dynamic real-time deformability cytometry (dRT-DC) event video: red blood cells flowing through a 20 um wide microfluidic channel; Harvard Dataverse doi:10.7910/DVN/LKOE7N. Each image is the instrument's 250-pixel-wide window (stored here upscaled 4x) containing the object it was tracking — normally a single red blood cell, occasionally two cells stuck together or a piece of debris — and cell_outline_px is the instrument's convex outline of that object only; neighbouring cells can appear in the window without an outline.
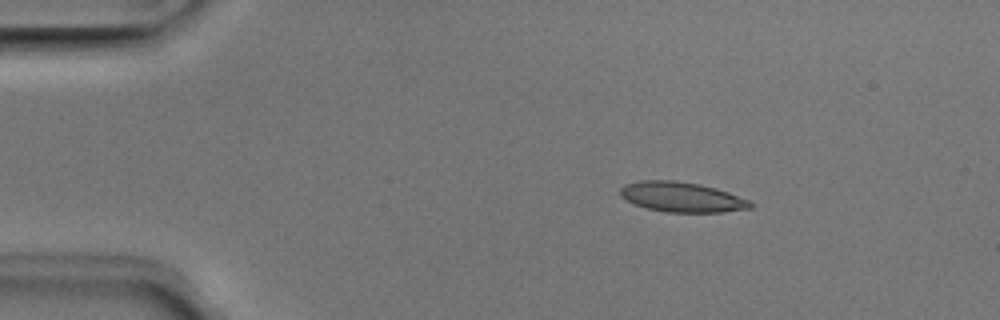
{"species": "Egyptian fruit bat (a non-hibernating species)", "species_latin": "Rousettus aegyptiacus", "temperature_condition": "room temperature", "stored_images_in_passage": 43, "camera_frame_rate_fps": 3000, "um_per_image_px": 0.085, "animal": {"sex": "male"}, "frame": {"image": 1, "passage_image": 1, "time_ms": 0.0, "image_size_px": [1000, 320], "cell_outline_px": [[752, 208], [720, 212], [668, 212], [648, 208], [636, 204], [620, 196], [620, 188], [624, 184], [640, 180], [672, 180], [700, 184], [716, 188], [728, 192], [748, 200], [752, 204]], "centroid_in_image_um": [57.93, 16.74], "position_along_channel_um": 27.1, "area_um2": 22.54}}
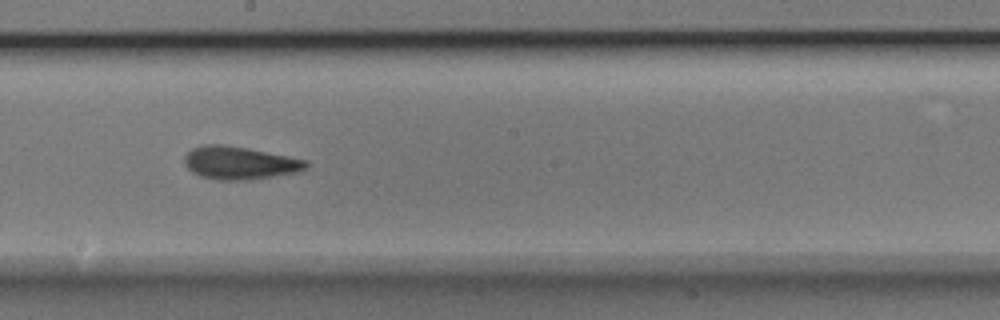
{"frame": {"image": 2, "passage_image": 21, "time_ms": 6.667, "image_size_px": [1000, 320], "cell_outline_px": [[308, 164], [304, 168], [296, 172], [248, 180], [216, 180], [200, 176], [192, 172], [184, 164], [184, 156], [192, 148], [204, 144], [224, 144], [248, 148], [308, 160]], "centroid_in_image_um": [20.32, 13.84], "position_along_channel_um": 227.9, "area_um2": 23.29}}
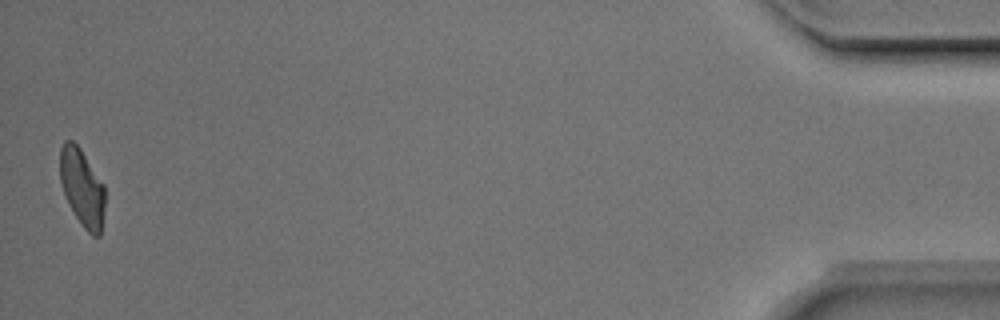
{"frame": {"image": 3, "passage_image": 43, "time_ms": 14.0, "image_size_px": [1000, 320], "cell_outline_px": [[104, 204], [100, 236], [92, 236], [84, 228], [68, 204], [60, 180], [60, 148], [64, 140], [72, 140], [80, 148], [104, 184]], "centroid_in_image_um": [6.97, 15.92], "position_along_channel_um": 428.2, "area_um2": 20.11}, "authors_computed_cell_mechanics": {"area_um2": 22.1952, "velocity_mm_per_s": 3.9855, "shape_relaxation_time_tau1_ms": 4.4632, "shape_relaxation_time_tau2_ms": 2.6243, "deformation_change_tau1": 0.1472, "deformation_change_tau2": 0.0986}}